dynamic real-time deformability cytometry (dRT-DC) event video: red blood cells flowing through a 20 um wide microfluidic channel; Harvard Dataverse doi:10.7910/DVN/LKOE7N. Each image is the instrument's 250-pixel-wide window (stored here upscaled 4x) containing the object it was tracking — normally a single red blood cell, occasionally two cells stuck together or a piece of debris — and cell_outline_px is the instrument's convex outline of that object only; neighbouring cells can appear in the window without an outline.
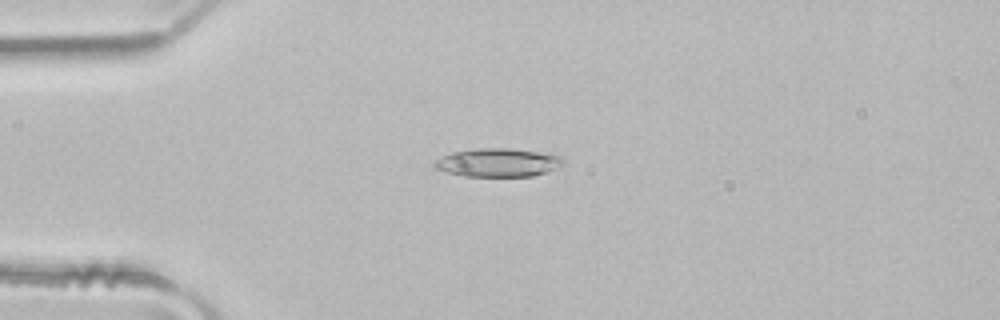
{"species": "common noctule bat (a hibernating species)", "species_latin": "Nyctalus noctula", "temperature_condition": "room temperature", "stored_images_in_passage": 8, "camera_frame_rate_fps": 3000, "um_per_image_px": 0.085, "animal": {"sex": "male", "body_mass_g": 21.5, "forearm_length_mm": 52.0}, "frame": {"image": 1, "passage_image": 5, "time_ms": 1.333, "image_size_px": [1000, 320], "cell_outline_px": [[564, 164], [548, 172], [532, 176], [464, 176], [432, 168], [432, 160], [452, 152], [476, 148], [512, 148], [552, 152], [560, 156], [564, 160]], "centroid_in_image_um": [42.34, 13.8], "position_along_channel_um": 42.7, "area_um2": 21.91}}
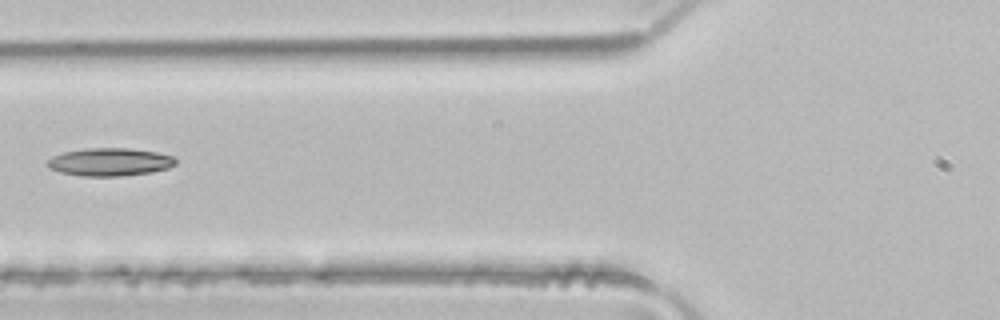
{"frame": {"image": 2, "passage_image": 7, "time_ms": 2.0, "image_size_px": [1000, 320], "cell_outline_px": [[176, 164], [168, 168], [152, 172], [120, 176], [80, 176], [60, 172], [48, 168], [48, 160], [52, 156], [64, 152], [84, 148], [128, 148], [156, 152], [172, 156], [176, 160]], "centroid_in_image_um": [9.32, 13.77], "position_along_channel_um": 116.5, "area_um2": 20.87}}
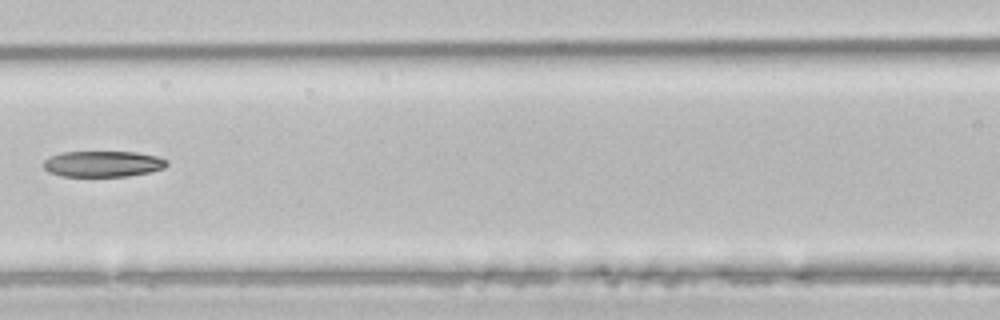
{"frame": {"image": 3, "passage_image": 8, "time_ms": 2.333, "image_size_px": [1000, 320], "cell_outline_px": [[168, 164], [164, 168], [148, 172], [128, 176], [60, 176], [48, 172], [44, 168], [44, 160], [52, 156], [64, 152], [136, 152], [156, 156], [168, 160]], "centroid_in_image_um": [8.75, 13.93], "position_along_channel_um": 157.8, "area_um2": 18.55}}